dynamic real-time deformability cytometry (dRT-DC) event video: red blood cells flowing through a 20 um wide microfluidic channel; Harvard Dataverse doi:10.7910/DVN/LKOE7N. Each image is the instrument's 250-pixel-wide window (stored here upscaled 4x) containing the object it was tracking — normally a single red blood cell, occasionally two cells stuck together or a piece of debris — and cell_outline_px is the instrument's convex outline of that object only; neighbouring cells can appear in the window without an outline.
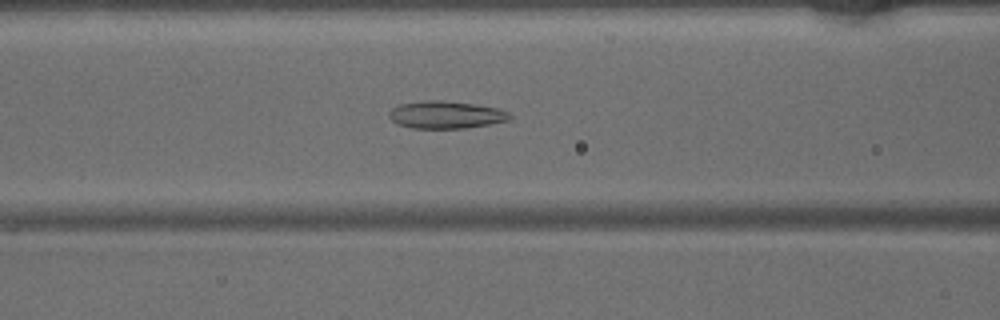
{"species": "common noctule bat (a hibernating species)", "species_latin": "Nyctalus noctula", "temperature_condition": "warm", "stored_images_in_passage": 47, "camera_frame_rate_fps": 3000, "um_per_image_px": 0.085, "animal": {"sex": "male", "body_mass_g": 15.6}, "frame": {"image": 1, "passage_image": 19, "time_ms": 6.0, "image_size_px": [1000, 320], "cell_outline_px": [[512, 116], [508, 120], [488, 124], [464, 128], [412, 128], [396, 124], [388, 116], [388, 112], [392, 108], [400, 104], [424, 100], [444, 100], [476, 104], [496, 108], [508, 112]], "centroid_in_image_um": [37.85, 9.75], "position_along_channel_um": 128.7, "area_um2": 19.31}}
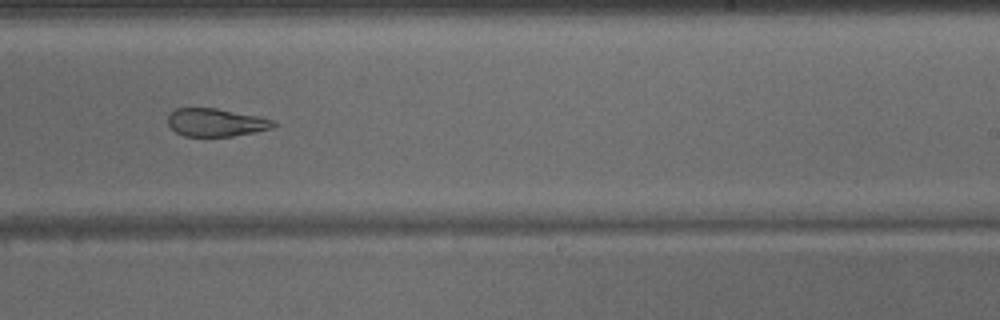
{"frame": {"image": 2, "passage_image": 29, "time_ms": 9.333, "image_size_px": [1000, 320], "cell_outline_px": [[276, 124], [272, 128], [256, 132], [232, 136], [184, 136], [176, 132], [168, 124], [168, 116], [176, 108], [216, 108], [256, 116], [272, 120]], "centroid_in_image_um": [18.33, 10.41], "position_along_channel_um": 270.7, "area_um2": 16.99}}
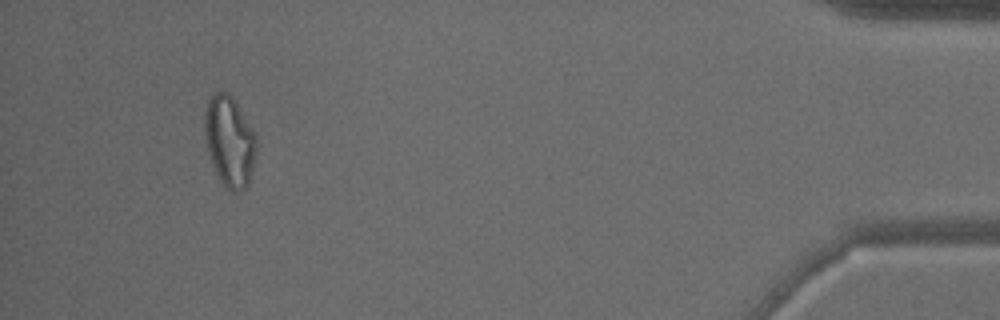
{"frame": {"image": 3, "passage_image": 44, "time_ms": 14.333, "image_size_px": [1000, 320], "cell_outline_px": [[256, 156], [248, 184], [240, 192], [232, 192], [224, 188], [212, 164], [208, 152], [204, 136], [204, 112], [208, 100], [216, 92], [228, 92], [232, 96], [256, 132]], "centroid_in_image_um": [19.51, 12.01], "position_along_channel_um": 415.7, "area_um2": 27.69}}